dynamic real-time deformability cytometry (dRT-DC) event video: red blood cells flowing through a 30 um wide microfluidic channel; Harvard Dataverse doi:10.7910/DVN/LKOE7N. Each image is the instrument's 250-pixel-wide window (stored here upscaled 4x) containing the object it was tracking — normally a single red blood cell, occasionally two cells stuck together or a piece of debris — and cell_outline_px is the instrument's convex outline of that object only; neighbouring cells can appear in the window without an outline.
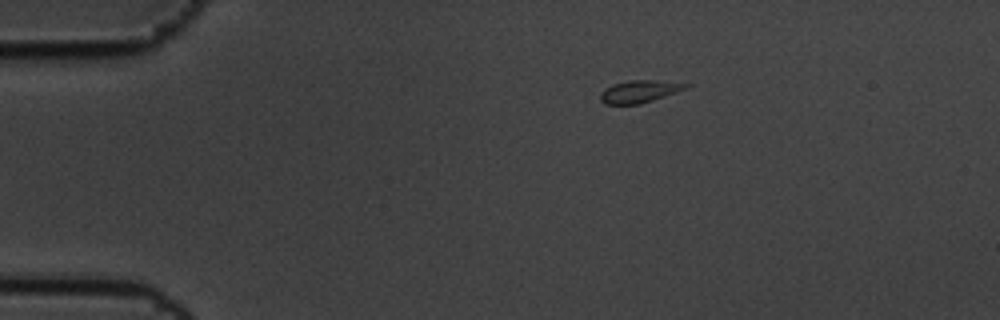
{"species": "common noctule bat (a hibernating species)", "species_latin": "Nyctalus noctula", "temperature_condition": "cold", "stored_images_in_passage": 5, "segment_of_instrument_passage": [2, 2], "camera_frame_rate_fps": 3000, "um_per_image_px": 0.085, "animal": {"sex": "male", "body_mass_g": 19.5, "forearm_length_mm": 54.6}, "frame": {"image": 1, "passage_image": 5, "time_ms": 1.333, "image_size_px": [1000, 320], "cell_outline_px": [[692, 84], [688, 88], [640, 104], [604, 104], [600, 100], [600, 92], [604, 88], [612, 84], [628, 80], [652, 80]], "centroid_in_image_um": [54.31, 7.77], "position_along_channel_um": 30.7, "area_um2": 11.16}}